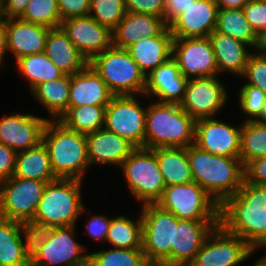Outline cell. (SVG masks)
Masks as SVG:
<instances>
[{"mask_svg":"<svg viewBox=\"0 0 266 266\" xmlns=\"http://www.w3.org/2000/svg\"><path fill=\"white\" fill-rule=\"evenodd\" d=\"M244 181L266 186V156L257 157L244 166Z\"/></svg>","mask_w":266,"mask_h":266,"instance_id":"bcb514c9","label":"cell"},{"mask_svg":"<svg viewBox=\"0 0 266 266\" xmlns=\"http://www.w3.org/2000/svg\"><path fill=\"white\" fill-rule=\"evenodd\" d=\"M220 221H192L178 219L174 225L170 266H189L209 233Z\"/></svg>","mask_w":266,"mask_h":266,"instance_id":"d6986e66","label":"cell"},{"mask_svg":"<svg viewBox=\"0 0 266 266\" xmlns=\"http://www.w3.org/2000/svg\"><path fill=\"white\" fill-rule=\"evenodd\" d=\"M48 118L30 113L12 112L0 119V143L16 153L37 146L42 142V133Z\"/></svg>","mask_w":266,"mask_h":266,"instance_id":"ac0fdd59","label":"cell"},{"mask_svg":"<svg viewBox=\"0 0 266 266\" xmlns=\"http://www.w3.org/2000/svg\"><path fill=\"white\" fill-rule=\"evenodd\" d=\"M75 227L31 230L30 266H89L87 248L74 238Z\"/></svg>","mask_w":266,"mask_h":266,"instance_id":"8992f818","label":"cell"},{"mask_svg":"<svg viewBox=\"0 0 266 266\" xmlns=\"http://www.w3.org/2000/svg\"><path fill=\"white\" fill-rule=\"evenodd\" d=\"M42 142L48 150L51 168L57 178L83 180L90 166L85 134L67 128L59 120H47Z\"/></svg>","mask_w":266,"mask_h":266,"instance_id":"277c9868","label":"cell"},{"mask_svg":"<svg viewBox=\"0 0 266 266\" xmlns=\"http://www.w3.org/2000/svg\"><path fill=\"white\" fill-rule=\"evenodd\" d=\"M30 239L28 226L0 218V266H30Z\"/></svg>","mask_w":266,"mask_h":266,"instance_id":"603a6c76","label":"cell"},{"mask_svg":"<svg viewBox=\"0 0 266 266\" xmlns=\"http://www.w3.org/2000/svg\"><path fill=\"white\" fill-rule=\"evenodd\" d=\"M17 153L0 143V182L14 175Z\"/></svg>","mask_w":266,"mask_h":266,"instance_id":"c3c4849f","label":"cell"},{"mask_svg":"<svg viewBox=\"0 0 266 266\" xmlns=\"http://www.w3.org/2000/svg\"><path fill=\"white\" fill-rule=\"evenodd\" d=\"M253 266H266V255L262 256L261 258L255 261Z\"/></svg>","mask_w":266,"mask_h":266,"instance_id":"9f6ffc18","label":"cell"},{"mask_svg":"<svg viewBox=\"0 0 266 266\" xmlns=\"http://www.w3.org/2000/svg\"><path fill=\"white\" fill-rule=\"evenodd\" d=\"M106 107L97 105L69 106L59 121L67 128L86 135L104 128Z\"/></svg>","mask_w":266,"mask_h":266,"instance_id":"d590c367","label":"cell"},{"mask_svg":"<svg viewBox=\"0 0 266 266\" xmlns=\"http://www.w3.org/2000/svg\"><path fill=\"white\" fill-rule=\"evenodd\" d=\"M262 156H266V123L243 121L239 157L242 164Z\"/></svg>","mask_w":266,"mask_h":266,"instance_id":"8d00e7d4","label":"cell"},{"mask_svg":"<svg viewBox=\"0 0 266 266\" xmlns=\"http://www.w3.org/2000/svg\"><path fill=\"white\" fill-rule=\"evenodd\" d=\"M256 121L260 122V123H266V100L263 104L262 114L260 115V117Z\"/></svg>","mask_w":266,"mask_h":266,"instance_id":"11a10c76","label":"cell"},{"mask_svg":"<svg viewBox=\"0 0 266 266\" xmlns=\"http://www.w3.org/2000/svg\"><path fill=\"white\" fill-rule=\"evenodd\" d=\"M172 58L186 79L219 75L209 37L174 38Z\"/></svg>","mask_w":266,"mask_h":266,"instance_id":"9a60e30c","label":"cell"},{"mask_svg":"<svg viewBox=\"0 0 266 266\" xmlns=\"http://www.w3.org/2000/svg\"><path fill=\"white\" fill-rule=\"evenodd\" d=\"M188 79H186L177 62L171 57L146 76L144 97H157L160 103H177L183 100Z\"/></svg>","mask_w":266,"mask_h":266,"instance_id":"44dd1931","label":"cell"},{"mask_svg":"<svg viewBox=\"0 0 266 266\" xmlns=\"http://www.w3.org/2000/svg\"><path fill=\"white\" fill-rule=\"evenodd\" d=\"M70 75L38 84L31 94L48 111V120H59L69 108Z\"/></svg>","mask_w":266,"mask_h":266,"instance_id":"4dcf8cb0","label":"cell"},{"mask_svg":"<svg viewBox=\"0 0 266 266\" xmlns=\"http://www.w3.org/2000/svg\"><path fill=\"white\" fill-rule=\"evenodd\" d=\"M238 92L239 108L247 116L245 121H256L262 114L266 94L259 88L246 83L241 86Z\"/></svg>","mask_w":266,"mask_h":266,"instance_id":"60d3db41","label":"cell"},{"mask_svg":"<svg viewBox=\"0 0 266 266\" xmlns=\"http://www.w3.org/2000/svg\"><path fill=\"white\" fill-rule=\"evenodd\" d=\"M121 168L131 195L142 205L155 204L161 198L166 185L154 150L136 148Z\"/></svg>","mask_w":266,"mask_h":266,"instance_id":"9c48e42d","label":"cell"},{"mask_svg":"<svg viewBox=\"0 0 266 266\" xmlns=\"http://www.w3.org/2000/svg\"><path fill=\"white\" fill-rule=\"evenodd\" d=\"M143 223L142 251L152 266H170V250L173 247L174 225L178 218L156 204L141 208Z\"/></svg>","mask_w":266,"mask_h":266,"instance_id":"30bf717a","label":"cell"},{"mask_svg":"<svg viewBox=\"0 0 266 266\" xmlns=\"http://www.w3.org/2000/svg\"><path fill=\"white\" fill-rule=\"evenodd\" d=\"M89 65L99 74L114 96H144L146 76L126 49L111 46L96 55Z\"/></svg>","mask_w":266,"mask_h":266,"instance_id":"52a82bcc","label":"cell"},{"mask_svg":"<svg viewBox=\"0 0 266 266\" xmlns=\"http://www.w3.org/2000/svg\"><path fill=\"white\" fill-rule=\"evenodd\" d=\"M87 153L91 165H116L121 167L124 160L136 149L127 139L105 128L86 134Z\"/></svg>","mask_w":266,"mask_h":266,"instance_id":"7402d4cb","label":"cell"},{"mask_svg":"<svg viewBox=\"0 0 266 266\" xmlns=\"http://www.w3.org/2000/svg\"><path fill=\"white\" fill-rule=\"evenodd\" d=\"M44 53L67 75L78 73L89 64L60 27L49 30Z\"/></svg>","mask_w":266,"mask_h":266,"instance_id":"f1b7e54d","label":"cell"},{"mask_svg":"<svg viewBox=\"0 0 266 266\" xmlns=\"http://www.w3.org/2000/svg\"><path fill=\"white\" fill-rule=\"evenodd\" d=\"M213 46L215 61L218 68V73L229 72L236 76H241L248 62L250 52L247 44L234 39L229 35L213 31L209 35Z\"/></svg>","mask_w":266,"mask_h":266,"instance_id":"83f0119b","label":"cell"},{"mask_svg":"<svg viewBox=\"0 0 266 266\" xmlns=\"http://www.w3.org/2000/svg\"><path fill=\"white\" fill-rule=\"evenodd\" d=\"M114 95L89 64L70 75L69 106H107Z\"/></svg>","mask_w":266,"mask_h":266,"instance_id":"484cf974","label":"cell"},{"mask_svg":"<svg viewBox=\"0 0 266 266\" xmlns=\"http://www.w3.org/2000/svg\"><path fill=\"white\" fill-rule=\"evenodd\" d=\"M250 0H215L219 9H243Z\"/></svg>","mask_w":266,"mask_h":266,"instance_id":"f5cc1de1","label":"cell"},{"mask_svg":"<svg viewBox=\"0 0 266 266\" xmlns=\"http://www.w3.org/2000/svg\"><path fill=\"white\" fill-rule=\"evenodd\" d=\"M243 10L255 33L263 34L266 31V0H250Z\"/></svg>","mask_w":266,"mask_h":266,"instance_id":"7bdbcfd3","label":"cell"},{"mask_svg":"<svg viewBox=\"0 0 266 266\" xmlns=\"http://www.w3.org/2000/svg\"><path fill=\"white\" fill-rule=\"evenodd\" d=\"M126 14L124 0H91L90 16L113 31Z\"/></svg>","mask_w":266,"mask_h":266,"instance_id":"ab89813d","label":"cell"},{"mask_svg":"<svg viewBox=\"0 0 266 266\" xmlns=\"http://www.w3.org/2000/svg\"><path fill=\"white\" fill-rule=\"evenodd\" d=\"M241 128L242 123L236 128L216 117L197 120L194 144L217 156L239 158Z\"/></svg>","mask_w":266,"mask_h":266,"instance_id":"2e32d148","label":"cell"},{"mask_svg":"<svg viewBox=\"0 0 266 266\" xmlns=\"http://www.w3.org/2000/svg\"><path fill=\"white\" fill-rule=\"evenodd\" d=\"M50 28L24 21L20 18L7 19V47L16 61L24 56L45 51Z\"/></svg>","mask_w":266,"mask_h":266,"instance_id":"cb8c5ba5","label":"cell"},{"mask_svg":"<svg viewBox=\"0 0 266 266\" xmlns=\"http://www.w3.org/2000/svg\"><path fill=\"white\" fill-rule=\"evenodd\" d=\"M173 39L167 26L158 36L142 38L126 50L147 76L172 57Z\"/></svg>","mask_w":266,"mask_h":266,"instance_id":"4316f807","label":"cell"},{"mask_svg":"<svg viewBox=\"0 0 266 266\" xmlns=\"http://www.w3.org/2000/svg\"><path fill=\"white\" fill-rule=\"evenodd\" d=\"M13 176L47 183L57 179L51 168L48 150L43 142L17 153Z\"/></svg>","mask_w":266,"mask_h":266,"instance_id":"1f68e13d","label":"cell"},{"mask_svg":"<svg viewBox=\"0 0 266 266\" xmlns=\"http://www.w3.org/2000/svg\"><path fill=\"white\" fill-rule=\"evenodd\" d=\"M31 0H3L1 2V15L8 18H19Z\"/></svg>","mask_w":266,"mask_h":266,"instance_id":"f907efd6","label":"cell"},{"mask_svg":"<svg viewBox=\"0 0 266 266\" xmlns=\"http://www.w3.org/2000/svg\"><path fill=\"white\" fill-rule=\"evenodd\" d=\"M218 76L188 79L180 106L195 120L217 117L228 99Z\"/></svg>","mask_w":266,"mask_h":266,"instance_id":"5bb4252c","label":"cell"},{"mask_svg":"<svg viewBox=\"0 0 266 266\" xmlns=\"http://www.w3.org/2000/svg\"><path fill=\"white\" fill-rule=\"evenodd\" d=\"M83 180L57 178L47 183L30 230H44L55 227L73 226L84 214L82 200Z\"/></svg>","mask_w":266,"mask_h":266,"instance_id":"3957f363","label":"cell"},{"mask_svg":"<svg viewBox=\"0 0 266 266\" xmlns=\"http://www.w3.org/2000/svg\"><path fill=\"white\" fill-rule=\"evenodd\" d=\"M220 224L254 250L266 247V186L244 181L220 205Z\"/></svg>","mask_w":266,"mask_h":266,"instance_id":"6da1fadb","label":"cell"},{"mask_svg":"<svg viewBox=\"0 0 266 266\" xmlns=\"http://www.w3.org/2000/svg\"><path fill=\"white\" fill-rule=\"evenodd\" d=\"M124 4L126 12L164 16L165 0H124Z\"/></svg>","mask_w":266,"mask_h":266,"instance_id":"f6af8a7d","label":"cell"},{"mask_svg":"<svg viewBox=\"0 0 266 266\" xmlns=\"http://www.w3.org/2000/svg\"><path fill=\"white\" fill-rule=\"evenodd\" d=\"M254 51L240 77L247 80L246 84L257 87L266 94V54Z\"/></svg>","mask_w":266,"mask_h":266,"instance_id":"b9f144b4","label":"cell"},{"mask_svg":"<svg viewBox=\"0 0 266 266\" xmlns=\"http://www.w3.org/2000/svg\"><path fill=\"white\" fill-rule=\"evenodd\" d=\"M215 0H196L169 25L173 38H204L215 31L218 17Z\"/></svg>","mask_w":266,"mask_h":266,"instance_id":"ffe728a7","label":"cell"},{"mask_svg":"<svg viewBox=\"0 0 266 266\" xmlns=\"http://www.w3.org/2000/svg\"><path fill=\"white\" fill-rule=\"evenodd\" d=\"M186 148L193 181L219 205L241 188L244 182V165L240 158L217 156L195 144Z\"/></svg>","mask_w":266,"mask_h":266,"instance_id":"7a4b0ae2","label":"cell"},{"mask_svg":"<svg viewBox=\"0 0 266 266\" xmlns=\"http://www.w3.org/2000/svg\"><path fill=\"white\" fill-rule=\"evenodd\" d=\"M19 18L50 29L59 28L61 24L57 0H31Z\"/></svg>","mask_w":266,"mask_h":266,"instance_id":"f35d334b","label":"cell"},{"mask_svg":"<svg viewBox=\"0 0 266 266\" xmlns=\"http://www.w3.org/2000/svg\"><path fill=\"white\" fill-rule=\"evenodd\" d=\"M8 52L7 47V19L5 17H0V67L6 68L3 64L5 54Z\"/></svg>","mask_w":266,"mask_h":266,"instance_id":"816d5d0a","label":"cell"},{"mask_svg":"<svg viewBox=\"0 0 266 266\" xmlns=\"http://www.w3.org/2000/svg\"><path fill=\"white\" fill-rule=\"evenodd\" d=\"M196 121L177 103L147 105L145 148L188 147L195 142Z\"/></svg>","mask_w":266,"mask_h":266,"instance_id":"5b68a950","label":"cell"},{"mask_svg":"<svg viewBox=\"0 0 266 266\" xmlns=\"http://www.w3.org/2000/svg\"><path fill=\"white\" fill-rule=\"evenodd\" d=\"M47 182L11 176L0 182V218L28 226L38 210Z\"/></svg>","mask_w":266,"mask_h":266,"instance_id":"8fae6325","label":"cell"},{"mask_svg":"<svg viewBox=\"0 0 266 266\" xmlns=\"http://www.w3.org/2000/svg\"><path fill=\"white\" fill-rule=\"evenodd\" d=\"M257 51L266 54V31L259 36Z\"/></svg>","mask_w":266,"mask_h":266,"instance_id":"db71d44e","label":"cell"},{"mask_svg":"<svg viewBox=\"0 0 266 266\" xmlns=\"http://www.w3.org/2000/svg\"><path fill=\"white\" fill-rule=\"evenodd\" d=\"M61 21L75 17L88 16L91 0H57Z\"/></svg>","mask_w":266,"mask_h":266,"instance_id":"ee69618b","label":"cell"},{"mask_svg":"<svg viewBox=\"0 0 266 266\" xmlns=\"http://www.w3.org/2000/svg\"><path fill=\"white\" fill-rule=\"evenodd\" d=\"M140 97L113 96L105 110L104 128L127 139L136 148H145L147 107L141 105Z\"/></svg>","mask_w":266,"mask_h":266,"instance_id":"7c38bea8","label":"cell"},{"mask_svg":"<svg viewBox=\"0 0 266 266\" xmlns=\"http://www.w3.org/2000/svg\"><path fill=\"white\" fill-rule=\"evenodd\" d=\"M155 204L173 213L178 219L220 221V205L194 181L165 186L161 198Z\"/></svg>","mask_w":266,"mask_h":266,"instance_id":"ba28073f","label":"cell"},{"mask_svg":"<svg viewBox=\"0 0 266 266\" xmlns=\"http://www.w3.org/2000/svg\"><path fill=\"white\" fill-rule=\"evenodd\" d=\"M60 28L88 62L112 46V31L90 15L63 20Z\"/></svg>","mask_w":266,"mask_h":266,"instance_id":"e0dca14e","label":"cell"},{"mask_svg":"<svg viewBox=\"0 0 266 266\" xmlns=\"http://www.w3.org/2000/svg\"><path fill=\"white\" fill-rule=\"evenodd\" d=\"M18 72L29 81L30 92L40 83L64 76L44 52L27 55L16 61Z\"/></svg>","mask_w":266,"mask_h":266,"instance_id":"e575fe53","label":"cell"},{"mask_svg":"<svg viewBox=\"0 0 266 266\" xmlns=\"http://www.w3.org/2000/svg\"><path fill=\"white\" fill-rule=\"evenodd\" d=\"M196 0H165L164 22L169 25L179 14L184 12Z\"/></svg>","mask_w":266,"mask_h":266,"instance_id":"681fc988","label":"cell"},{"mask_svg":"<svg viewBox=\"0 0 266 266\" xmlns=\"http://www.w3.org/2000/svg\"><path fill=\"white\" fill-rule=\"evenodd\" d=\"M215 30L257 50L259 36L252 29L243 9H219Z\"/></svg>","mask_w":266,"mask_h":266,"instance_id":"d6a6232c","label":"cell"},{"mask_svg":"<svg viewBox=\"0 0 266 266\" xmlns=\"http://www.w3.org/2000/svg\"><path fill=\"white\" fill-rule=\"evenodd\" d=\"M135 221L126 215L112 217L106 243H110L113 248L142 249L143 223L141 213Z\"/></svg>","mask_w":266,"mask_h":266,"instance_id":"836d02e7","label":"cell"},{"mask_svg":"<svg viewBox=\"0 0 266 266\" xmlns=\"http://www.w3.org/2000/svg\"><path fill=\"white\" fill-rule=\"evenodd\" d=\"M111 219L112 218L106 217L105 215H92L91 218L87 220L88 223H86L85 226L88 236L90 235L92 239L100 240L102 244L104 241L106 242Z\"/></svg>","mask_w":266,"mask_h":266,"instance_id":"7dc6e473","label":"cell"},{"mask_svg":"<svg viewBox=\"0 0 266 266\" xmlns=\"http://www.w3.org/2000/svg\"><path fill=\"white\" fill-rule=\"evenodd\" d=\"M89 266H152L142 249H103L89 253Z\"/></svg>","mask_w":266,"mask_h":266,"instance_id":"74e56055","label":"cell"},{"mask_svg":"<svg viewBox=\"0 0 266 266\" xmlns=\"http://www.w3.org/2000/svg\"><path fill=\"white\" fill-rule=\"evenodd\" d=\"M167 26L161 17L126 12L125 16L112 31V46L127 49L142 38L158 36Z\"/></svg>","mask_w":266,"mask_h":266,"instance_id":"d4e9b609","label":"cell"},{"mask_svg":"<svg viewBox=\"0 0 266 266\" xmlns=\"http://www.w3.org/2000/svg\"><path fill=\"white\" fill-rule=\"evenodd\" d=\"M154 151L166 186L193 181L186 147H162Z\"/></svg>","mask_w":266,"mask_h":266,"instance_id":"f546056e","label":"cell"},{"mask_svg":"<svg viewBox=\"0 0 266 266\" xmlns=\"http://www.w3.org/2000/svg\"><path fill=\"white\" fill-rule=\"evenodd\" d=\"M255 250L239 236L218 224L209 233L189 266H239Z\"/></svg>","mask_w":266,"mask_h":266,"instance_id":"4fadbf2b","label":"cell"}]
</instances>
